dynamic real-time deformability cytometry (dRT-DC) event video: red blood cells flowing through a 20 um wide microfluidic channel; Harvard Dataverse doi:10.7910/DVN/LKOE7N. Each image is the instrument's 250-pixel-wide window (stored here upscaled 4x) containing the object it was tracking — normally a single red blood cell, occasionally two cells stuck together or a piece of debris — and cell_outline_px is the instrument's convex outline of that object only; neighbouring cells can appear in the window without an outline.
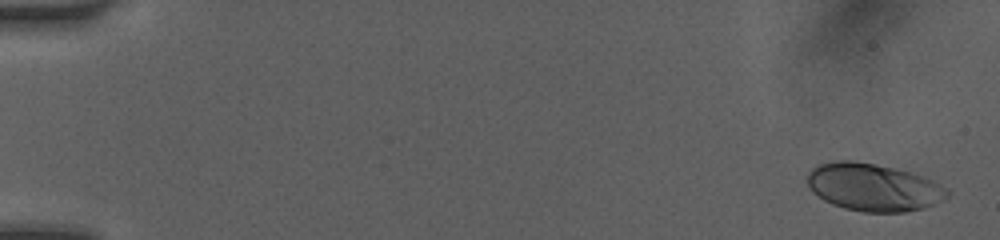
{"species": "human", "species_latin": "Homo sapiens", "temperature_condition": "room temperature", "stored_images_in_passage": 11, "camera_frame_rate_fps": 3000, "um_per_image_px": 0.085, "donor": {"sex": "female"}, "frame": {"image": 1, "passage_image": 1, "time_ms": 0.0, "image_size_px": [1000, 240], "cell_outline_px": [[948, 196], [944, 200], [924, 208], [904, 212], [864, 212], [844, 208], [832, 204], [824, 200], [812, 192], [808, 184], [808, 172], [812, 168], [820, 164], [836, 160], [852, 160], [876, 164], [908, 172], [932, 180], [944, 188], [948, 192]], "centroid_in_image_um": [74.2, 15.92], "position_along_channel_um": 10.8, "area_um2": 38.49}}
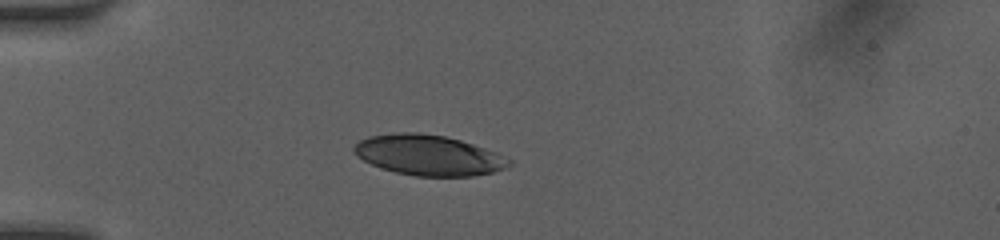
{"frame": {"image": 2, "passage_image": 8, "time_ms": 4.333, "image_size_px": [1000, 240], "cell_outline_px": [[512, 164], [504, 168], [492, 172], [472, 176], [416, 176], [396, 172], [372, 164], [356, 156], [352, 152], [352, 148], [360, 140], [368, 136], [392, 132], [416, 132], [444, 136], [460, 140], [496, 152], [512, 160]], "centroid_in_image_um": [36.4, 13.18], "position_along_channel_um": 48.6, "area_um2": 36.41}}
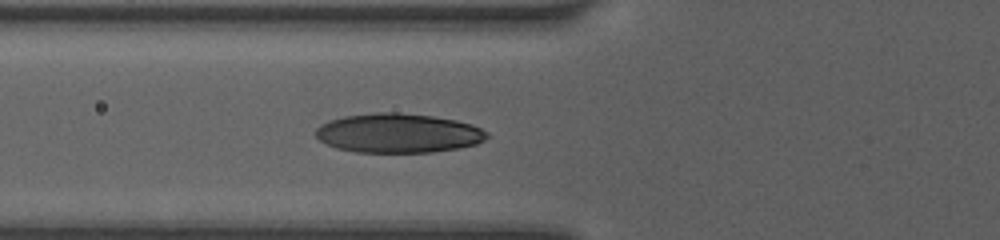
{"frame": {"image": 3, "passage_image": 11, "time_ms": 6.0, "image_size_px": [1000, 240], "cell_outline_px": [[488, 136], [484, 140], [476, 144], [460, 148], [432, 152], [356, 152], [336, 148], [320, 140], [316, 136], [316, 128], [320, 124], [328, 120], [344, 116], [376, 112], [396, 112], [432, 116], [456, 120], [472, 124], [488, 132]], "centroid_in_image_um": [33.85, 11.31], "position_along_channel_um": 92.0, "area_um2": 39.3}}